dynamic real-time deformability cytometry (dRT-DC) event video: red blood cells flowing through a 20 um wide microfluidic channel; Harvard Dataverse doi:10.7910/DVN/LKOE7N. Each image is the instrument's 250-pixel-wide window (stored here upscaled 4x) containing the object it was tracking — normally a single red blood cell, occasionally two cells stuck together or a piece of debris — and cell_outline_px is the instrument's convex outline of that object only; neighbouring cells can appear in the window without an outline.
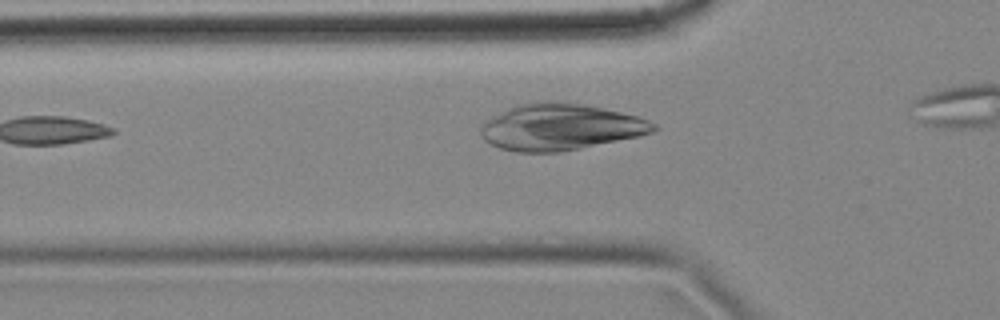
{"species": "common noctule bat (a hibernating species)", "species_latin": "Nyctalus noctula", "temperature_condition": "cold", "stored_images_in_passage": 5, "camera_frame_rate_fps": 3000, "um_per_image_px": 0.085, "animal": {"sex": "female", "body_mass_g": 18.4}, "frame": {"image": 1, "passage_image": 3, "time_ms": 0.667, "image_size_px": [1000, 320], "cell_outline_px": [[660, 128], [652, 132], [640, 136], [560, 152], [516, 152], [500, 148], [484, 140], [480, 136], [480, 128], [488, 120], [508, 108], [516, 104], [544, 100], [560, 100], [584, 104], [620, 112], [636, 116], [648, 120], [656, 124]], "centroid_in_image_um": [47.63, 10.78], "position_along_channel_um": 78.2, "area_um2": 46.82}}